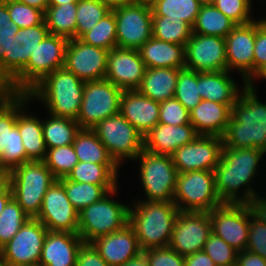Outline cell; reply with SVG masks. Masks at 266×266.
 <instances>
[{
	"mask_svg": "<svg viewBox=\"0 0 266 266\" xmlns=\"http://www.w3.org/2000/svg\"><path fill=\"white\" fill-rule=\"evenodd\" d=\"M264 154L263 150L254 148L222 149L213 173L216 191L223 203L259 205L262 197L253 189L252 183Z\"/></svg>",
	"mask_w": 266,
	"mask_h": 266,
	"instance_id": "cell-1",
	"label": "cell"
},
{
	"mask_svg": "<svg viewBox=\"0 0 266 266\" xmlns=\"http://www.w3.org/2000/svg\"><path fill=\"white\" fill-rule=\"evenodd\" d=\"M223 139V148H254L266 153V103L260 101L255 85L242 84Z\"/></svg>",
	"mask_w": 266,
	"mask_h": 266,
	"instance_id": "cell-2",
	"label": "cell"
},
{
	"mask_svg": "<svg viewBox=\"0 0 266 266\" xmlns=\"http://www.w3.org/2000/svg\"><path fill=\"white\" fill-rule=\"evenodd\" d=\"M129 206V224L139 247L145 251L169 247L174 224L180 210L173 201H142Z\"/></svg>",
	"mask_w": 266,
	"mask_h": 266,
	"instance_id": "cell-3",
	"label": "cell"
},
{
	"mask_svg": "<svg viewBox=\"0 0 266 266\" xmlns=\"http://www.w3.org/2000/svg\"><path fill=\"white\" fill-rule=\"evenodd\" d=\"M84 87V81L63 67L46 75L28 94L31 100L42 102L49 114L76 120Z\"/></svg>",
	"mask_w": 266,
	"mask_h": 266,
	"instance_id": "cell-4",
	"label": "cell"
},
{
	"mask_svg": "<svg viewBox=\"0 0 266 266\" xmlns=\"http://www.w3.org/2000/svg\"><path fill=\"white\" fill-rule=\"evenodd\" d=\"M55 180L44 161L25 162L6 173L13 199L30 218L39 215L44 195Z\"/></svg>",
	"mask_w": 266,
	"mask_h": 266,
	"instance_id": "cell-5",
	"label": "cell"
},
{
	"mask_svg": "<svg viewBox=\"0 0 266 266\" xmlns=\"http://www.w3.org/2000/svg\"><path fill=\"white\" fill-rule=\"evenodd\" d=\"M30 101L28 93H10L0 89V168L5 173L30 161L16 125L18 113Z\"/></svg>",
	"mask_w": 266,
	"mask_h": 266,
	"instance_id": "cell-6",
	"label": "cell"
},
{
	"mask_svg": "<svg viewBox=\"0 0 266 266\" xmlns=\"http://www.w3.org/2000/svg\"><path fill=\"white\" fill-rule=\"evenodd\" d=\"M69 39L49 34L31 53L27 66L3 89L10 93H28L46 75L64 67Z\"/></svg>",
	"mask_w": 266,
	"mask_h": 266,
	"instance_id": "cell-7",
	"label": "cell"
},
{
	"mask_svg": "<svg viewBox=\"0 0 266 266\" xmlns=\"http://www.w3.org/2000/svg\"><path fill=\"white\" fill-rule=\"evenodd\" d=\"M118 187L79 212L78 235L84 242L121 230L129 222V206L112 196Z\"/></svg>",
	"mask_w": 266,
	"mask_h": 266,
	"instance_id": "cell-8",
	"label": "cell"
},
{
	"mask_svg": "<svg viewBox=\"0 0 266 266\" xmlns=\"http://www.w3.org/2000/svg\"><path fill=\"white\" fill-rule=\"evenodd\" d=\"M173 202L183 212H210L224 204L217 194L214 173L210 170L178 173Z\"/></svg>",
	"mask_w": 266,
	"mask_h": 266,
	"instance_id": "cell-9",
	"label": "cell"
},
{
	"mask_svg": "<svg viewBox=\"0 0 266 266\" xmlns=\"http://www.w3.org/2000/svg\"><path fill=\"white\" fill-rule=\"evenodd\" d=\"M137 160L140 161L139 177L146 195L142 201H173L178 171L171 156L143 149L134 161Z\"/></svg>",
	"mask_w": 266,
	"mask_h": 266,
	"instance_id": "cell-10",
	"label": "cell"
},
{
	"mask_svg": "<svg viewBox=\"0 0 266 266\" xmlns=\"http://www.w3.org/2000/svg\"><path fill=\"white\" fill-rule=\"evenodd\" d=\"M92 129L120 167L124 159L134 160L144 149L143 135L120 113L103 119Z\"/></svg>",
	"mask_w": 266,
	"mask_h": 266,
	"instance_id": "cell-11",
	"label": "cell"
},
{
	"mask_svg": "<svg viewBox=\"0 0 266 266\" xmlns=\"http://www.w3.org/2000/svg\"><path fill=\"white\" fill-rule=\"evenodd\" d=\"M123 90L110 81H86L76 121L80 128L92 129L103 119L120 113Z\"/></svg>",
	"mask_w": 266,
	"mask_h": 266,
	"instance_id": "cell-12",
	"label": "cell"
},
{
	"mask_svg": "<svg viewBox=\"0 0 266 266\" xmlns=\"http://www.w3.org/2000/svg\"><path fill=\"white\" fill-rule=\"evenodd\" d=\"M116 20L117 47L138 50L152 37V9L130 3L111 9Z\"/></svg>",
	"mask_w": 266,
	"mask_h": 266,
	"instance_id": "cell-13",
	"label": "cell"
},
{
	"mask_svg": "<svg viewBox=\"0 0 266 266\" xmlns=\"http://www.w3.org/2000/svg\"><path fill=\"white\" fill-rule=\"evenodd\" d=\"M47 232L38 219H28L0 249V256L9 266H38Z\"/></svg>",
	"mask_w": 266,
	"mask_h": 266,
	"instance_id": "cell-14",
	"label": "cell"
},
{
	"mask_svg": "<svg viewBox=\"0 0 266 266\" xmlns=\"http://www.w3.org/2000/svg\"><path fill=\"white\" fill-rule=\"evenodd\" d=\"M209 213L212 233L238 252L246 250L249 230V204L224 203Z\"/></svg>",
	"mask_w": 266,
	"mask_h": 266,
	"instance_id": "cell-15",
	"label": "cell"
},
{
	"mask_svg": "<svg viewBox=\"0 0 266 266\" xmlns=\"http://www.w3.org/2000/svg\"><path fill=\"white\" fill-rule=\"evenodd\" d=\"M223 139L216 135H198L170 156L178 173L194 170L213 171L219 164Z\"/></svg>",
	"mask_w": 266,
	"mask_h": 266,
	"instance_id": "cell-16",
	"label": "cell"
},
{
	"mask_svg": "<svg viewBox=\"0 0 266 266\" xmlns=\"http://www.w3.org/2000/svg\"><path fill=\"white\" fill-rule=\"evenodd\" d=\"M185 68L196 72L228 71L225 38L192 33L185 45Z\"/></svg>",
	"mask_w": 266,
	"mask_h": 266,
	"instance_id": "cell-17",
	"label": "cell"
},
{
	"mask_svg": "<svg viewBox=\"0 0 266 266\" xmlns=\"http://www.w3.org/2000/svg\"><path fill=\"white\" fill-rule=\"evenodd\" d=\"M48 231L78 234L79 212L66 196L63 184L56 179L44 195L36 217Z\"/></svg>",
	"mask_w": 266,
	"mask_h": 266,
	"instance_id": "cell-18",
	"label": "cell"
},
{
	"mask_svg": "<svg viewBox=\"0 0 266 266\" xmlns=\"http://www.w3.org/2000/svg\"><path fill=\"white\" fill-rule=\"evenodd\" d=\"M212 233L208 212H183L177 215L169 247L182 256L203 250Z\"/></svg>",
	"mask_w": 266,
	"mask_h": 266,
	"instance_id": "cell-19",
	"label": "cell"
},
{
	"mask_svg": "<svg viewBox=\"0 0 266 266\" xmlns=\"http://www.w3.org/2000/svg\"><path fill=\"white\" fill-rule=\"evenodd\" d=\"M109 50L91 46L81 40L69 39L64 68L75 74L82 81L105 79Z\"/></svg>",
	"mask_w": 266,
	"mask_h": 266,
	"instance_id": "cell-20",
	"label": "cell"
},
{
	"mask_svg": "<svg viewBox=\"0 0 266 266\" xmlns=\"http://www.w3.org/2000/svg\"><path fill=\"white\" fill-rule=\"evenodd\" d=\"M228 71L241 73L244 84L253 79V58L255 45V20L236 25L225 37Z\"/></svg>",
	"mask_w": 266,
	"mask_h": 266,
	"instance_id": "cell-21",
	"label": "cell"
},
{
	"mask_svg": "<svg viewBox=\"0 0 266 266\" xmlns=\"http://www.w3.org/2000/svg\"><path fill=\"white\" fill-rule=\"evenodd\" d=\"M146 65L135 49L109 50L105 79L124 90H137L146 72Z\"/></svg>",
	"mask_w": 266,
	"mask_h": 266,
	"instance_id": "cell-22",
	"label": "cell"
},
{
	"mask_svg": "<svg viewBox=\"0 0 266 266\" xmlns=\"http://www.w3.org/2000/svg\"><path fill=\"white\" fill-rule=\"evenodd\" d=\"M91 243L109 266H120L142 251L129 223L121 230L95 238Z\"/></svg>",
	"mask_w": 266,
	"mask_h": 266,
	"instance_id": "cell-23",
	"label": "cell"
},
{
	"mask_svg": "<svg viewBox=\"0 0 266 266\" xmlns=\"http://www.w3.org/2000/svg\"><path fill=\"white\" fill-rule=\"evenodd\" d=\"M159 102L138 90H124L120 99V114L143 136L159 123Z\"/></svg>",
	"mask_w": 266,
	"mask_h": 266,
	"instance_id": "cell-24",
	"label": "cell"
},
{
	"mask_svg": "<svg viewBox=\"0 0 266 266\" xmlns=\"http://www.w3.org/2000/svg\"><path fill=\"white\" fill-rule=\"evenodd\" d=\"M83 242L78 234L48 231L38 266H76L77 253Z\"/></svg>",
	"mask_w": 266,
	"mask_h": 266,
	"instance_id": "cell-25",
	"label": "cell"
},
{
	"mask_svg": "<svg viewBox=\"0 0 266 266\" xmlns=\"http://www.w3.org/2000/svg\"><path fill=\"white\" fill-rule=\"evenodd\" d=\"M199 134L191 124L166 125L158 123L143 136L144 149L162 155H171L183 145L193 141Z\"/></svg>",
	"mask_w": 266,
	"mask_h": 266,
	"instance_id": "cell-26",
	"label": "cell"
},
{
	"mask_svg": "<svg viewBox=\"0 0 266 266\" xmlns=\"http://www.w3.org/2000/svg\"><path fill=\"white\" fill-rule=\"evenodd\" d=\"M233 105L202 99L189 112L190 124L199 135H216L222 137L226 131Z\"/></svg>",
	"mask_w": 266,
	"mask_h": 266,
	"instance_id": "cell-27",
	"label": "cell"
},
{
	"mask_svg": "<svg viewBox=\"0 0 266 266\" xmlns=\"http://www.w3.org/2000/svg\"><path fill=\"white\" fill-rule=\"evenodd\" d=\"M146 68H185V46L153 36L138 49Z\"/></svg>",
	"mask_w": 266,
	"mask_h": 266,
	"instance_id": "cell-28",
	"label": "cell"
},
{
	"mask_svg": "<svg viewBox=\"0 0 266 266\" xmlns=\"http://www.w3.org/2000/svg\"><path fill=\"white\" fill-rule=\"evenodd\" d=\"M229 71L199 72V90L203 100L222 104H234L240 94L238 82Z\"/></svg>",
	"mask_w": 266,
	"mask_h": 266,
	"instance_id": "cell-29",
	"label": "cell"
},
{
	"mask_svg": "<svg viewBox=\"0 0 266 266\" xmlns=\"http://www.w3.org/2000/svg\"><path fill=\"white\" fill-rule=\"evenodd\" d=\"M180 70L164 67L147 68L137 90L159 103L173 98Z\"/></svg>",
	"mask_w": 266,
	"mask_h": 266,
	"instance_id": "cell-30",
	"label": "cell"
},
{
	"mask_svg": "<svg viewBox=\"0 0 266 266\" xmlns=\"http://www.w3.org/2000/svg\"><path fill=\"white\" fill-rule=\"evenodd\" d=\"M23 108L17 116L16 125L21 135L26 157L30 161H44L47 148L43 137L42 120L29 114Z\"/></svg>",
	"mask_w": 266,
	"mask_h": 266,
	"instance_id": "cell-31",
	"label": "cell"
},
{
	"mask_svg": "<svg viewBox=\"0 0 266 266\" xmlns=\"http://www.w3.org/2000/svg\"><path fill=\"white\" fill-rule=\"evenodd\" d=\"M64 186L66 196L74 208L81 212L87 206L99 201L118 184H90L68 180L66 177L58 179Z\"/></svg>",
	"mask_w": 266,
	"mask_h": 266,
	"instance_id": "cell-32",
	"label": "cell"
},
{
	"mask_svg": "<svg viewBox=\"0 0 266 266\" xmlns=\"http://www.w3.org/2000/svg\"><path fill=\"white\" fill-rule=\"evenodd\" d=\"M73 148L80 162L117 164L93 129L80 128L76 133Z\"/></svg>",
	"mask_w": 266,
	"mask_h": 266,
	"instance_id": "cell-33",
	"label": "cell"
},
{
	"mask_svg": "<svg viewBox=\"0 0 266 266\" xmlns=\"http://www.w3.org/2000/svg\"><path fill=\"white\" fill-rule=\"evenodd\" d=\"M49 117L42 120L46 148L73 144L76 133L80 130L79 123L72 118L56 117L51 114Z\"/></svg>",
	"mask_w": 266,
	"mask_h": 266,
	"instance_id": "cell-34",
	"label": "cell"
},
{
	"mask_svg": "<svg viewBox=\"0 0 266 266\" xmlns=\"http://www.w3.org/2000/svg\"><path fill=\"white\" fill-rule=\"evenodd\" d=\"M77 3L48 6L44 12V22L52 35L68 39L76 38Z\"/></svg>",
	"mask_w": 266,
	"mask_h": 266,
	"instance_id": "cell-35",
	"label": "cell"
},
{
	"mask_svg": "<svg viewBox=\"0 0 266 266\" xmlns=\"http://www.w3.org/2000/svg\"><path fill=\"white\" fill-rule=\"evenodd\" d=\"M118 164L78 162L66 177L68 180L90 184H118Z\"/></svg>",
	"mask_w": 266,
	"mask_h": 266,
	"instance_id": "cell-36",
	"label": "cell"
},
{
	"mask_svg": "<svg viewBox=\"0 0 266 266\" xmlns=\"http://www.w3.org/2000/svg\"><path fill=\"white\" fill-rule=\"evenodd\" d=\"M236 24L214 5L201 6L193 26V33L225 38Z\"/></svg>",
	"mask_w": 266,
	"mask_h": 266,
	"instance_id": "cell-37",
	"label": "cell"
},
{
	"mask_svg": "<svg viewBox=\"0 0 266 266\" xmlns=\"http://www.w3.org/2000/svg\"><path fill=\"white\" fill-rule=\"evenodd\" d=\"M193 28L181 19L168 16H152V36L158 40L186 45Z\"/></svg>",
	"mask_w": 266,
	"mask_h": 266,
	"instance_id": "cell-38",
	"label": "cell"
},
{
	"mask_svg": "<svg viewBox=\"0 0 266 266\" xmlns=\"http://www.w3.org/2000/svg\"><path fill=\"white\" fill-rule=\"evenodd\" d=\"M201 5L198 0H158L151 6L153 16L181 19L192 28Z\"/></svg>",
	"mask_w": 266,
	"mask_h": 266,
	"instance_id": "cell-39",
	"label": "cell"
},
{
	"mask_svg": "<svg viewBox=\"0 0 266 266\" xmlns=\"http://www.w3.org/2000/svg\"><path fill=\"white\" fill-rule=\"evenodd\" d=\"M79 40L83 43L111 50L117 47L116 20L111 10L90 31L84 33Z\"/></svg>",
	"mask_w": 266,
	"mask_h": 266,
	"instance_id": "cell-40",
	"label": "cell"
},
{
	"mask_svg": "<svg viewBox=\"0 0 266 266\" xmlns=\"http://www.w3.org/2000/svg\"><path fill=\"white\" fill-rule=\"evenodd\" d=\"M246 250L266 259V213L259 205L249 204Z\"/></svg>",
	"mask_w": 266,
	"mask_h": 266,
	"instance_id": "cell-41",
	"label": "cell"
},
{
	"mask_svg": "<svg viewBox=\"0 0 266 266\" xmlns=\"http://www.w3.org/2000/svg\"><path fill=\"white\" fill-rule=\"evenodd\" d=\"M111 9L100 0H79L76 12V39L90 31Z\"/></svg>",
	"mask_w": 266,
	"mask_h": 266,
	"instance_id": "cell-42",
	"label": "cell"
},
{
	"mask_svg": "<svg viewBox=\"0 0 266 266\" xmlns=\"http://www.w3.org/2000/svg\"><path fill=\"white\" fill-rule=\"evenodd\" d=\"M199 72L183 68L179 71L174 97L190 112L200 102Z\"/></svg>",
	"mask_w": 266,
	"mask_h": 266,
	"instance_id": "cell-43",
	"label": "cell"
},
{
	"mask_svg": "<svg viewBox=\"0 0 266 266\" xmlns=\"http://www.w3.org/2000/svg\"><path fill=\"white\" fill-rule=\"evenodd\" d=\"M30 217L12 198L0 215V249L6 245Z\"/></svg>",
	"mask_w": 266,
	"mask_h": 266,
	"instance_id": "cell-44",
	"label": "cell"
},
{
	"mask_svg": "<svg viewBox=\"0 0 266 266\" xmlns=\"http://www.w3.org/2000/svg\"><path fill=\"white\" fill-rule=\"evenodd\" d=\"M45 165L56 179L67 177L79 162L73 144L47 149Z\"/></svg>",
	"mask_w": 266,
	"mask_h": 266,
	"instance_id": "cell-45",
	"label": "cell"
},
{
	"mask_svg": "<svg viewBox=\"0 0 266 266\" xmlns=\"http://www.w3.org/2000/svg\"><path fill=\"white\" fill-rule=\"evenodd\" d=\"M10 19L19 28H27L44 22V12L36 7L17 2L15 0H4Z\"/></svg>",
	"mask_w": 266,
	"mask_h": 266,
	"instance_id": "cell-46",
	"label": "cell"
},
{
	"mask_svg": "<svg viewBox=\"0 0 266 266\" xmlns=\"http://www.w3.org/2000/svg\"><path fill=\"white\" fill-rule=\"evenodd\" d=\"M19 27L10 19L7 4L0 0V89L3 90V55L7 47L22 45L17 43L14 36Z\"/></svg>",
	"mask_w": 266,
	"mask_h": 266,
	"instance_id": "cell-47",
	"label": "cell"
},
{
	"mask_svg": "<svg viewBox=\"0 0 266 266\" xmlns=\"http://www.w3.org/2000/svg\"><path fill=\"white\" fill-rule=\"evenodd\" d=\"M203 251L208 254L216 266L236 263L239 253L214 233L209 235Z\"/></svg>",
	"mask_w": 266,
	"mask_h": 266,
	"instance_id": "cell-48",
	"label": "cell"
},
{
	"mask_svg": "<svg viewBox=\"0 0 266 266\" xmlns=\"http://www.w3.org/2000/svg\"><path fill=\"white\" fill-rule=\"evenodd\" d=\"M214 6L236 25L252 22L251 0H215Z\"/></svg>",
	"mask_w": 266,
	"mask_h": 266,
	"instance_id": "cell-49",
	"label": "cell"
},
{
	"mask_svg": "<svg viewBox=\"0 0 266 266\" xmlns=\"http://www.w3.org/2000/svg\"><path fill=\"white\" fill-rule=\"evenodd\" d=\"M3 55V89L26 67L23 45L4 49Z\"/></svg>",
	"mask_w": 266,
	"mask_h": 266,
	"instance_id": "cell-50",
	"label": "cell"
},
{
	"mask_svg": "<svg viewBox=\"0 0 266 266\" xmlns=\"http://www.w3.org/2000/svg\"><path fill=\"white\" fill-rule=\"evenodd\" d=\"M159 123L166 125L190 124L189 111L175 98L159 103Z\"/></svg>",
	"mask_w": 266,
	"mask_h": 266,
	"instance_id": "cell-51",
	"label": "cell"
},
{
	"mask_svg": "<svg viewBox=\"0 0 266 266\" xmlns=\"http://www.w3.org/2000/svg\"><path fill=\"white\" fill-rule=\"evenodd\" d=\"M49 34V29L47 28L45 22L27 28H19L14 38L17 43L24 46L26 66L34 48Z\"/></svg>",
	"mask_w": 266,
	"mask_h": 266,
	"instance_id": "cell-52",
	"label": "cell"
},
{
	"mask_svg": "<svg viewBox=\"0 0 266 266\" xmlns=\"http://www.w3.org/2000/svg\"><path fill=\"white\" fill-rule=\"evenodd\" d=\"M149 266H185L184 256L170 247L145 250Z\"/></svg>",
	"mask_w": 266,
	"mask_h": 266,
	"instance_id": "cell-53",
	"label": "cell"
},
{
	"mask_svg": "<svg viewBox=\"0 0 266 266\" xmlns=\"http://www.w3.org/2000/svg\"><path fill=\"white\" fill-rule=\"evenodd\" d=\"M266 66V18L255 19L253 77Z\"/></svg>",
	"mask_w": 266,
	"mask_h": 266,
	"instance_id": "cell-54",
	"label": "cell"
},
{
	"mask_svg": "<svg viewBox=\"0 0 266 266\" xmlns=\"http://www.w3.org/2000/svg\"><path fill=\"white\" fill-rule=\"evenodd\" d=\"M76 266H109L91 242H83L77 253Z\"/></svg>",
	"mask_w": 266,
	"mask_h": 266,
	"instance_id": "cell-55",
	"label": "cell"
},
{
	"mask_svg": "<svg viewBox=\"0 0 266 266\" xmlns=\"http://www.w3.org/2000/svg\"><path fill=\"white\" fill-rule=\"evenodd\" d=\"M238 266H266V259L247 250L238 253Z\"/></svg>",
	"mask_w": 266,
	"mask_h": 266,
	"instance_id": "cell-56",
	"label": "cell"
},
{
	"mask_svg": "<svg viewBox=\"0 0 266 266\" xmlns=\"http://www.w3.org/2000/svg\"><path fill=\"white\" fill-rule=\"evenodd\" d=\"M185 266H216L206 252L199 251L184 257Z\"/></svg>",
	"mask_w": 266,
	"mask_h": 266,
	"instance_id": "cell-57",
	"label": "cell"
},
{
	"mask_svg": "<svg viewBox=\"0 0 266 266\" xmlns=\"http://www.w3.org/2000/svg\"><path fill=\"white\" fill-rule=\"evenodd\" d=\"M13 198L11 187L5 181L0 185V215L7 203Z\"/></svg>",
	"mask_w": 266,
	"mask_h": 266,
	"instance_id": "cell-58",
	"label": "cell"
},
{
	"mask_svg": "<svg viewBox=\"0 0 266 266\" xmlns=\"http://www.w3.org/2000/svg\"><path fill=\"white\" fill-rule=\"evenodd\" d=\"M120 266H149L146 254L142 250L139 254L132 257L130 260Z\"/></svg>",
	"mask_w": 266,
	"mask_h": 266,
	"instance_id": "cell-59",
	"label": "cell"
},
{
	"mask_svg": "<svg viewBox=\"0 0 266 266\" xmlns=\"http://www.w3.org/2000/svg\"><path fill=\"white\" fill-rule=\"evenodd\" d=\"M15 1L36 7L42 10L43 12H45L48 7V0H15Z\"/></svg>",
	"mask_w": 266,
	"mask_h": 266,
	"instance_id": "cell-60",
	"label": "cell"
},
{
	"mask_svg": "<svg viewBox=\"0 0 266 266\" xmlns=\"http://www.w3.org/2000/svg\"><path fill=\"white\" fill-rule=\"evenodd\" d=\"M102 3L107 5L110 9H114L119 6L133 3V0H100Z\"/></svg>",
	"mask_w": 266,
	"mask_h": 266,
	"instance_id": "cell-61",
	"label": "cell"
},
{
	"mask_svg": "<svg viewBox=\"0 0 266 266\" xmlns=\"http://www.w3.org/2000/svg\"><path fill=\"white\" fill-rule=\"evenodd\" d=\"M79 0H48V6H59L67 3H77Z\"/></svg>",
	"mask_w": 266,
	"mask_h": 266,
	"instance_id": "cell-62",
	"label": "cell"
},
{
	"mask_svg": "<svg viewBox=\"0 0 266 266\" xmlns=\"http://www.w3.org/2000/svg\"><path fill=\"white\" fill-rule=\"evenodd\" d=\"M265 79L266 80V66H264L254 77L253 79L248 83V85H254L255 79Z\"/></svg>",
	"mask_w": 266,
	"mask_h": 266,
	"instance_id": "cell-63",
	"label": "cell"
},
{
	"mask_svg": "<svg viewBox=\"0 0 266 266\" xmlns=\"http://www.w3.org/2000/svg\"><path fill=\"white\" fill-rule=\"evenodd\" d=\"M158 0H133V3L146 5V6H152L154 3H156Z\"/></svg>",
	"mask_w": 266,
	"mask_h": 266,
	"instance_id": "cell-64",
	"label": "cell"
},
{
	"mask_svg": "<svg viewBox=\"0 0 266 266\" xmlns=\"http://www.w3.org/2000/svg\"><path fill=\"white\" fill-rule=\"evenodd\" d=\"M201 6L214 5L215 0H198Z\"/></svg>",
	"mask_w": 266,
	"mask_h": 266,
	"instance_id": "cell-65",
	"label": "cell"
},
{
	"mask_svg": "<svg viewBox=\"0 0 266 266\" xmlns=\"http://www.w3.org/2000/svg\"><path fill=\"white\" fill-rule=\"evenodd\" d=\"M261 200H260V203H259V206L265 211L266 213V197L262 196L261 195Z\"/></svg>",
	"mask_w": 266,
	"mask_h": 266,
	"instance_id": "cell-66",
	"label": "cell"
},
{
	"mask_svg": "<svg viewBox=\"0 0 266 266\" xmlns=\"http://www.w3.org/2000/svg\"><path fill=\"white\" fill-rule=\"evenodd\" d=\"M6 181V173L0 168V185Z\"/></svg>",
	"mask_w": 266,
	"mask_h": 266,
	"instance_id": "cell-67",
	"label": "cell"
},
{
	"mask_svg": "<svg viewBox=\"0 0 266 266\" xmlns=\"http://www.w3.org/2000/svg\"><path fill=\"white\" fill-rule=\"evenodd\" d=\"M0 266H9L0 256Z\"/></svg>",
	"mask_w": 266,
	"mask_h": 266,
	"instance_id": "cell-68",
	"label": "cell"
},
{
	"mask_svg": "<svg viewBox=\"0 0 266 266\" xmlns=\"http://www.w3.org/2000/svg\"><path fill=\"white\" fill-rule=\"evenodd\" d=\"M221 266H238L237 263L229 264V265H221Z\"/></svg>",
	"mask_w": 266,
	"mask_h": 266,
	"instance_id": "cell-69",
	"label": "cell"
}]
</instances>
